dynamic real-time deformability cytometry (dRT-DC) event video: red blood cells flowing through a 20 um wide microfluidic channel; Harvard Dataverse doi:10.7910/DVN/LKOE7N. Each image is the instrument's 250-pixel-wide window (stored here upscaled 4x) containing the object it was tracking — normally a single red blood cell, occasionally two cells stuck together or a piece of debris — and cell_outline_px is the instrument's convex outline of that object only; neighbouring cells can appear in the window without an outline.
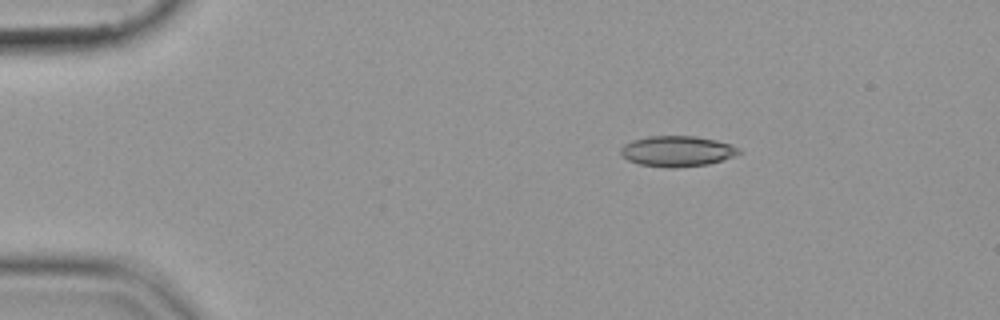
{"species": "common noctule bat (a hibernating species)", "species_latin": "Nyctalus noctula", "temperature_condition": "cold", "stored_images_in_passage": 46, "camera_frame_rate_fps": 3000, "um_per_image_px": 0.085, "animal": {"sex": "female", "body_mass_g": 19.9}, "frame": {"image": 1, "passage_image": 1, "time_ms": 0.0, "image_size_px": [1000, 320], "cell_outline_px": [[744, 152], [708, 164], [676, 168], [668, 168], [640, 164], [628, 160], [620, 156], [620, 148], [624, 144], [632, 140], [648, 136], [692, 136], [716, 140], [732, 144], [740, 148]], "centroid_in_image_um": [57.54, 12.85], "position_along_channel_um": 27.5, "area_um2": 21.21}}
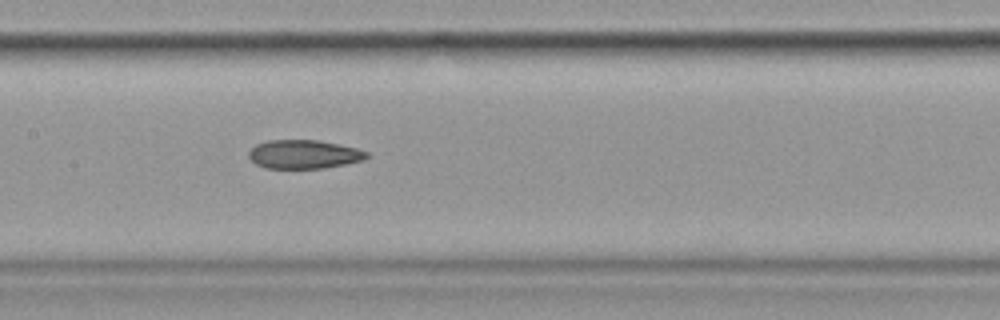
{"frame": {"image": 2, "passage_image": 19, "time_ms": 6.0, "image_size_px": [1000, 320], "cell_outline_px": [[368, 156], [364, 160], [324, 168], [264, 168], [256, 164], [248, 156], [248, 152], [256, 144], [268, 140], [316, 140], [340, 144], [356, 148], [368, 152]], "centroid_in_image_um": [25.82, 13.11], "position_along_channel_um": 181.6, "area_um2": 19.71}}
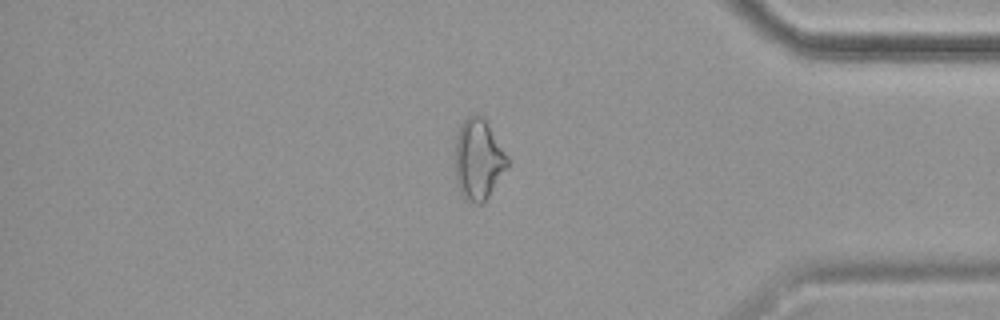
{"frame": {"image": 3, "passage_image": 38, "time_ms": 12.333, "image_size_px": [1000, 320], "cell_outline_px": [[508, 168], [484, 204], [476, 204], [464, 200], [460, 192], [456, 180], [456, 132], [460, 124], [468, 116], [476, 112], [484, 116], [508, 156]], "centroid_in_image_um": [40.68, 13.55], "position_along_channel_um": 394.5, "area_um2": 25.2}}